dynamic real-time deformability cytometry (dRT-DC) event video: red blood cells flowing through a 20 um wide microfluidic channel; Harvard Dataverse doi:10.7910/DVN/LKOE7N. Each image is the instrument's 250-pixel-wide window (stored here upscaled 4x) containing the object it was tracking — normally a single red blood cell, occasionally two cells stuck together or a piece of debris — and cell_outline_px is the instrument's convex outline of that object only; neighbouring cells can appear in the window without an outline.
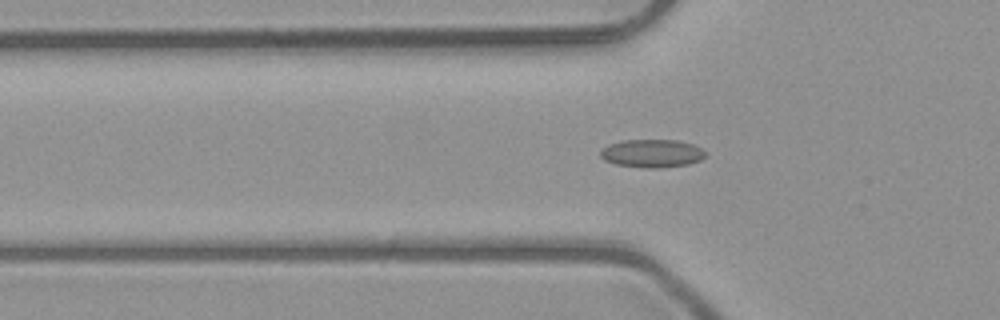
{"species": "common noctule bat (a hibernating species)", "species_latin": "Nyctalus noctula", "temperature_condition": "room temperature", "stored_images_in_passage": 52, "camera_frame_rate_fps": 3000, "um_per_image_px": 0.085, "animal": {"sex": "male", "body_mass_g": 23.1, "forearm_length_mm": 52.7}, "frame": {"image": 1, "passage_image": 17, "time_ms": 5.333, "image_size_px": [1000, 320], "cell_outline_px": [[704, 156], [700, 160], [688, 164], [660, 168], [648, 168], [616, 164], [604, 160], [600, 156], [600, 152], [608, 144], [620, 140], [676, 140], [692, 144], [700, 148], [704, 152]], "centroid_in_image_um": [55.38, 13.03], "position_along_channel_um": 70.4, "area_um2": 17.05}}
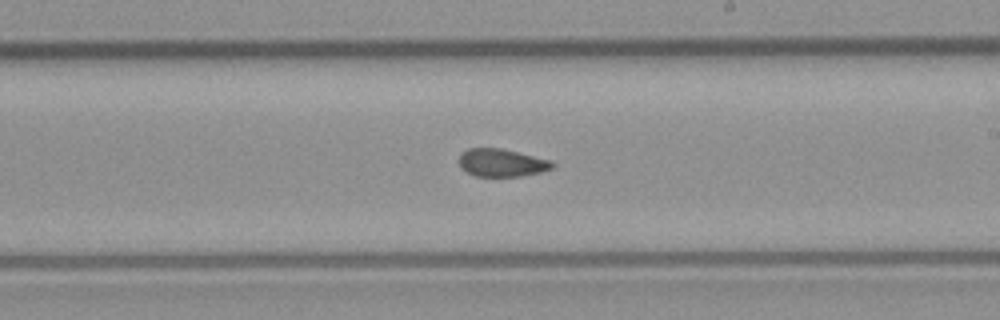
{"frame": {"image": 2, "passage_image": 30, "time_ms": 9.667, "image_size_px": [1000, 320], "cell_outline_px": [[556, 164], [552, 168], [540, 172], [520, 176], [476, 176], [460, 168], [460, 152], [468, 148], [500, 148], [552, 160]], "centroid_in_image_um": [42.65, 13.82], "position_along_channel_um": 246.4, "area_um2": 15.09}}
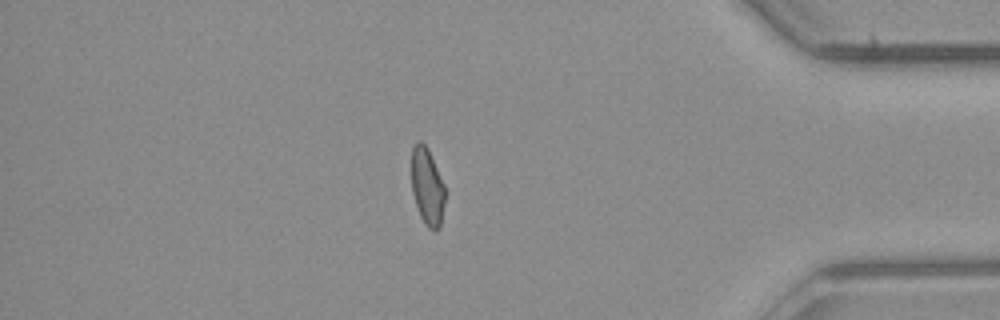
{"frame": {"image": 3, "passage_image": 44, "time_ms": 14.333, "image_size_px": [1000, 320], "cell_outline_px": [[444, 204], [440, 228], [436, 232], [432, 232], [428, 228], [420, 216], [412, 192], [412, 148], [416, 140], [420, 140], [428, 148], [444, 184]], "centroid_in_image_um": [36.32, 15.88], "position_along_channel_um": 398.9, "area_um2": 15.14}, "authors_computed_cell_mechanics": {"area_um2": 16.0395, "velocity_mm_per_s": 4.0367, "shape_relaxation_time_tau1_ms": null, "shape_relaxation_time_tau2_ms": 2.1716, "deformation_change_tau1": null, "deformation_change_tau2": 0.0547}}